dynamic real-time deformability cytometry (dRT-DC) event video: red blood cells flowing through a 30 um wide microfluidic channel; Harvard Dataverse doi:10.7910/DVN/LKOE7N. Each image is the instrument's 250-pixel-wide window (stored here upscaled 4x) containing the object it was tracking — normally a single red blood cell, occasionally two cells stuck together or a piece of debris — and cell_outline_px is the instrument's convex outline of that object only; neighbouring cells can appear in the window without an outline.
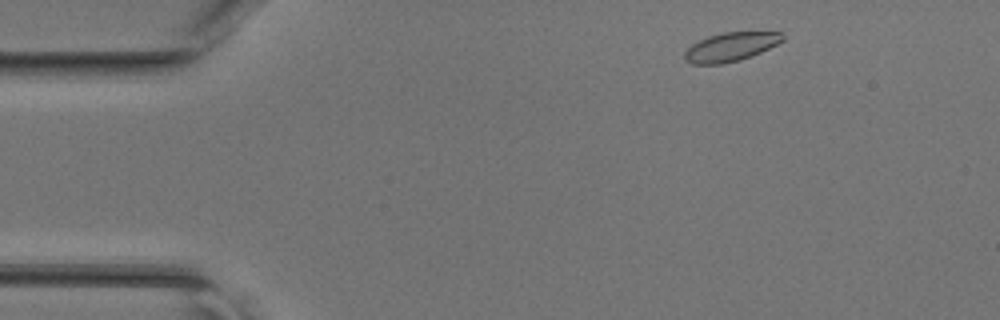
{"species": "common noctule bat (a hibernating species)", "species_latin": "Nyctalus noctula", "temperature_condition": "room temperature", "stored_images_in_passage": 42, "camera_frame_rate_fps": 3000, "um_per_image_px": 0.085, "animal": {"sex": "female", "body_mass_g": 17.0, "forearm_length_mm": 48.0}, "frame": {"image": 1, "passage_image": 2, "time_ms": 0.333, "image_size_px": [1000, 320], "cell_outline_px": [[784, 40], [752, 56], [740, 60], [720, 64], [692, 64], [684, 60], [684, 52], [692, 44], [708, 36], [724, 32], [780, 32], [784, 36]], "centroid_in_image_um": [62.08, 3.99], "position_along_channel_um": 22.9, "area_um2": 16.36}}
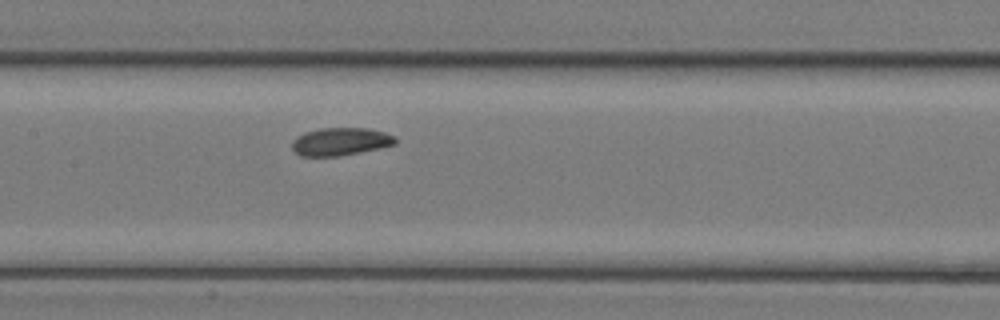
{"frame": {"image": 2, "passage_image": 18, "time_ms": 5.667, "image_size_px": [1000, 320], "cell_outline_px": [[396, 144], [380, 148], [360, 152], [336, 156], [300, 156], [292, 148], [292, 140], [296, 136], [304, 132], [320, 128], [368, 128], [384, 132], [396, 136]], "centroid_in_image_um": [28.93, 12.03], "position_along_channel_um": 178.5, "area_um2": 16.82}}
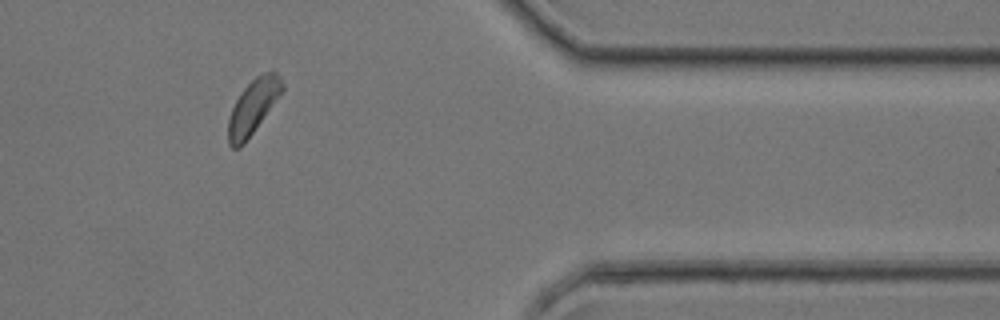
{"frame": {"image": 3, "passage_image": 34, "time_ms": 11.0, "image_size_px": [1000, 320], "cell_outline_px": [[284, 88], [244, 144], [240, 148], [232, 148], [228, 144], [228, 120], [232, 108], [240, 92], [260, 72], [276, 72], [280, 76], [284, 84]], "centroid_in_image_um": [21.48, 9.07], "position_along_channel_um": 389.9, "area_um2": 16.82}}